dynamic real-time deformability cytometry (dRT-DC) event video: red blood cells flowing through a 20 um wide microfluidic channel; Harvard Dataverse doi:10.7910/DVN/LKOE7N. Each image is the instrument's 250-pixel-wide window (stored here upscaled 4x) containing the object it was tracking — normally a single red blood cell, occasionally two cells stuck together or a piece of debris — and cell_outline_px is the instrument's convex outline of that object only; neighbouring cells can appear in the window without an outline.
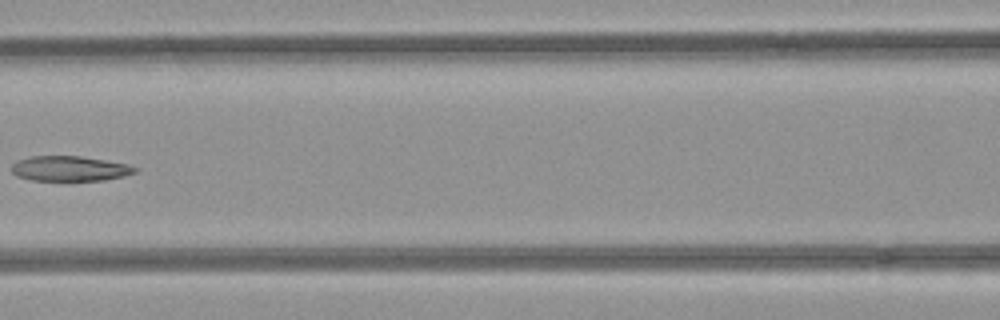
{"species": "common noctule bat (a hibernating species)", "species_latin": "Nyctalus noctula", "temperature_condition": "room temperature", "stored_images_in_passage": 7, "camera_frame_rate_fps": 3000, "um_per_image_px": 0.085, "animal": {"sex": "female", "body_mass_g": 21.9}, "frame": {"image": 1, "passage_image": 6, "time_ms": 1.667, "image_size_px": [1000, 320], "cell_outline_px": [[140, 168], [136, 172], [124, 176], [104, 180], [64, 184], [32, 180], [16, 176], [12, 172], [12, 164], [16, 160], [32, 156], [80, 156], [128, 164]], "centroid_in_image_um": [5.92, 14.38], "position_along_channel_um": 160.7, "area_um2": 19.07}}
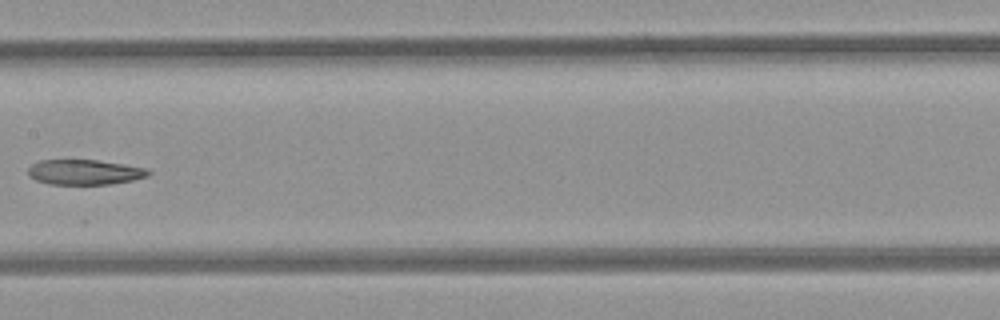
{"frame": {"image": 2, "passage_image": 7, "time_ms": 2.0, "image_size_px": [1000, 320], "cell_outline_px": [[152, 172], [148, 176], [132, 180], [112, 184], [48, 184], [36, 180], [28, 176], [28, 168], [32, 164], [40, 160], [96, 160], [124, 164], [148, 168]], "centroid_in_image_um": [7.2, 14.63], "position_along_channel_um": 200.2, "area_um2": 17.69}}